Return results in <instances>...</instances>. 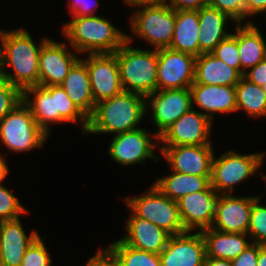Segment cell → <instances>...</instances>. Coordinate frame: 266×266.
Returning a JSON list of instances; mask_svg holds the SVG:
<instances>
[{
  "label": "cell",
  "mask_w": 266,
  "mask_h": 266,
  "mask_svg": "<svg viewBox=\"0 0 266 266\" xmlns=\"http://www.w3.org/2000/svg\"><path fill=\"white\" fill-rule=\"evenodd\" d=\"M243 76L250 82L264 87L266 85V58L252 67L249 72H245Z\"/></svg>",
  "instance_id": "obj_40"
},
{
  "label": "cell",
  "mask_w": 266,
  "mask_h": 266,
  "mask_svg": "<svg viewBox=\"0 0 266 266\" xmlns=\"http://www.w3.org/2000/svg\"><path fill=\"white\" fill-rule=\"evenodd\" d=\"M172 172L171 175L158 179L154 185L173 201L177 202L190 193L206 190L211 185V177Z\"/></svg>",
  "instance_id": "obj_29"
},
{
  "label": "cell",
  "mask_w": 266,
  "mask_h": 266,
  "mask_svg": "<svg viewBox=\"0 0 266 266\" xmlns=\"http://www.w3.org/2000/svg\"><path fill=\"white\" fill-rule=\"evenodd\" d=\"M63 28L69 43L79 53H114L127 41V35L105 18L95 15L73 17Z\"/></svg>",
  "instance_id": "obj_3"
},
{
  "label": "cell",
  "mask_w": 266,
  "mask_h": 266,
  "mask_svg": "<svg viewBox=\"0 0 266 266\" xmlns=\"http://www.w3.org/2000/svg\"><path fill=\"white\" fill-rule=\"evenodd\" d=\"M256 197H234L229 193L219 194L213 229L230 233H247L252 205Z\"/></svg>",
  "instance_id": "obj_15"
},
{
  "label": "cell",
  "mask_w": 266,
  "mask_h": 266,
  "mask_svg": "<svg viewBox=\"0 0 266 266\" xmlns=\"http://www.w3.org/2000/svg\"><path fill=\"white\" fill-rule=\"evenodd\" d=\"M243 75L212 53L196 57L194 83L203 85L236 86Z\"/></svg>",
  "instance_id": "obj_22"
},
{
  "label": "cell",
  "mask_w": 266,
  "mask_h": 266,
  "mask_svg": "<svg viewBox=\"0 0 266 266\" xmlns=\"http://www.w3.org/2000/svg\"><path fill=\"white\" fill-rule=\"evenodd\" d=\"M249 15L257 13H266V0H248Z\"/></svg>",
  "instance_id": "obj_44"
},
{
  "label": "cell",
  "mask_w": 266,
  "mask_h": 266,
  "mask_svg": "<svg viewBox=\"0 0 266 266\" xmlns=\"http://www.w3.org/2000/svg\"><path fill=\"white\" fill-rule=\"evenodd\" d=\"M230 19L227 14L209 5L199 9V56L202 53H211L231 34L224 30L227 20Z\"/></svg>",
  "instance_id": "obj_25"
},
{
  "label": "cell",
  "mask_w": 266,
  "mask_h": 266,
  "mask_svg": "<svg viewBox=\"0 0 266 266\" xmlns=\"http://www.w3.org/2000/svg\"><path fill=\"white\" fill-rule=\"evenodd\" d=\"M168 4L174 10H199L208 5V0H170Z\"/></svg>",
  "instance_id": "obj_41"
},
{
  "label": "cell",
  "mask_w": 266,
  "mask_h": 266,
  "mask_svg": "<svg viewBox=\"0 0 266 266\" xmlns=\"http://www.w3.org/2000/svg\"><path fill=\"white\" fill-rule=\"evenodd\" d=\"M152 107V120L158 127L154 136L157 138L177 121L183 114L193 108L190 88L156 90L146 97Z\"/></svg>",
  "instance_id": "obj_11"
},
{
  "label": "cell",
  "mask_w": 266,
  "mask_h": 266,
  "mask_svg": "<svg viewBox=\"0 0 266 266\" xmlns=\"http://www.w3.org/2000/svg\"><path fill=\"white\" fill-rule=\"evenodd\" d=\"M263 154L241 155L234 151L225 152L212 161L211 186L216 192L226 194L233 191V186L253 175L262 165ZM219 190V191H217ZM225 190V191H224Z\"/></svg>",
  "instance_id": "obj_8"
},
{
  "label": "cell",
  "mask_w": 266,
  "mask_h": 266,
  "mask_svg": "<svg viewBox=\"0 0 266 266\" xmlns=\"http://www.w3.org/2000/svg\"><path fill=\"white\" fill-rule=\"evenodd\" d=\"M208 5L227 14L238 24L249 15L248 0H208Z\"/></svg>",
  "instance_id": "obj_36"
},
{
  "label": "cell",
  "mask_w": 266,
  "mask_h": 266,
  "mask_svg": "<svg viewBox=\"0 0 266 266\" xmlns=\"http://www.w3.org/2000/svg\"><path fill=\"white\" fill-rule=\"evenodd\" d=\"M28 213L7 188L0 186V222L19 218V214Z\"/></svg>",
  "instance_id": "obj_37"
},
{
  "label": "cell",
  "mask_w": 266,
  "mask_h": 266,
  "mask_svg": "<svg viewBox=\"0 0 266 266\" xmlns=\"http://www.w3.org/2000/svg\"><path fill=\"white\" fill-rule=\"evenodd\" d=\"M119 266H162L159 254L138 250L121 239L106 248Z\"/></svg>",
  "instance_id": "obj_31"
},
{
  "label": "cell",
  "mask_w": 266,
  "mask_h": 266,
  "mask_svg": "<svg viewBox=\"0 0 266 266\" xmlns=\"http://www.w3.org/2000/svg\"><path fill=\"white\" fill-rule=\"evenodd\" d=\"M55 104L56 112H59L65 121L78 123L77 119L81 118L83 133H86L89 118L72 102L61 85H55Z\"/></svg>",
  "instance_id": "obj_32"
},
{
  "label": "cell",
  "mask_w": 266,
  "mask_h": 266,
  "mask_svg": "<svg viewBox=\"0 0 266 266\" xmlns=\"http://www.w3.org/2000/svg\"><path fill=\"white\" fill-rule=\"evenodd\" d=\"M60 85L72 102L89 118L93 114L96 104L92 96L85 62L79 59Z\"/></svg>",
  "instance_id": "obj_24"
},
{
  "label": "cell",
  "mask_w": 266,
  "mask_h": 266,
  "mask_svg": "<svg viewBox=\"0 0 266 266\" xmlns=\"http://www.w3.org/2000/svg\"><path fill=\"white\" fill-rule=\"evenodd\" d=\"M38 236L36 231H32L27 237L19 218L1 221L0 265L21 266L25 252Z\"/></svg>",
  "instance_id": "obj_19"
},
{
  "label": "cell",
  "mask_w": 266,
  "mask_h": 266,
  "mask_svg": "<svg viewBox=\"0 0 266 266\" xmlns=\"http://www.w3.org/2000/svg\"><path fill=\"white\" fill-rule=\"evenodd\" d=\"M196 57L170 48L158 49L157 90L190 88Z\"/></svg>",
  "instance_id": "obj_9"
},
{
  "label": "cell",
  "mask_w": 266,
  "mask_h": 266,
  "mask_svg": "<svg viewBox=\"0 0 266 266\" xmlns=\"http://www.w3.org/2000/svg\"><path fill=\"white\" fill-rule=\"evenodd\" d=\"M69 7L73 17L94 16L92 6L87 2V0H73L72 3L70 2Z\"/></svg>",
  "instance_id": "obj_42"
},
{
  "label": "cell",
  "mask_w": 266,
  "mask_h": 266,
  "mask_svg": "<svg viewBox=\"0 0 266 266\" xmlns=\"http://www.w3.org/2000/svg\"><path fill=\"white\" fill-rule=\"evenodd\" d=\"M171 235L166 247L159 254L162 266H204L205 241L201 231Z\"/></svg>",
  "instance_id": "obj_14"
},
{
  "label": "cell",
  "mask_w": 266,
  "mask_h": 266,
  "mask_svg": "<svg viewBox=\"0 0 266 266\" xmlns=\"http://www.w3.org/2000/svg\"><path fill=\"white\" fill-rule=\"evenodd\" d=\"M262 246L252 242L243 252L231 260L232 266H257L259 249Z\"/></svg>",
  "instance_id": "obj_39"
},
{
  "label": "cell",
  "mask_w": 266,
  "mask_h": 266,
  "mask_svg": "<svg viewBox=\"0 0 266 266\" xmlns=\"http://www.w3.org/2000/svg\"><path fill=\"white\" fill-rule=\"evenodd\" d=\"M8 167L6 165L5 160L2 158V156L0 155V186H3L1 184L2 180L5 179V177L7 176L8 173Z\"/></svg>",
  "instance_id": "obj_46"
},
{
  "label": "cell",
  "mask_w": 266,
  "mask_h": 266,
  "mask_svg": "<svg viewBox=\"0 0 266 266\" xmlns=\"http://www.w3.org/2000/svg\"><path fill=\"white\" fill-rule=\"evenodd\" d=\"M0 39L2 42L0 74L22 92L28 87L39 85V54L42 45L48 39L42 40L37 47L25 29L12 32L0 31ZM8 65L13 68L14 75L3 70Z\"/></svg>",
  "instance_id": "obj_1"
},
{
  "label": "cell",
  "mask_w": 266,
  "mask_h": 266,
  "mask_svg": "<svg viewBox=\"0 0 266 266\" xmlns=\"http://www.w3.org/2000/svg\"><path fill=\"white\" fill-rule=\"evenodd\" d=\"M199 10H175V29L168 48L199 56Z\"/></svg>",
  "instance_id": "obj_26"
},
{
  "label": "cell",
  "mask_w": 266,
  "mask_h": 266,
  "mask_svg": "<svg viewBox=\"0 0 266 266\" xmlns=\"http://www.w3.org/2000/svg\"><path fill=\"white\" fill-rule=\"evenodd\" d=\"M23 101V92L0 74V121Z\"/></svg>",
  "instance_id": "obj_35"
},
{
  "label": "cell",
  "mask_w": 266,
  "mask_h": 266,
  "mask_svg": "<svg viewBox=\"0 0 266 266\" xmlns=\"http://www.w3.org/2000/svg\"><path fill=\"white\" fill-rule=\"evenodd\" d=\"M78 60L65 43L48 39L39 54V86L60 85Z\"/></svg>",
  "instance_id": "obj_16"
},
{
  "label": "cell",
  "mask_w": 266,
  "mask_h": 266,
  "mask_svg": "<svg viewBox=\"0 0 266 266\" xmlns=\"http://www.w3.org/2000/svg\"><path fill=\"white\" fill-rule=\"evenodd\" d=\"M52 260L42 238L38 236L25 252L21 266H51Z\"/></svg>",
  "instance_id": "obj_38"
},
{
  "label": "cell",
  "mask_w": 266,
  "mask_h": 266,
  "mask_svg": "<svg viewBox=\"0 0 266 266\" xmlns=\"http://www.w3.org/2000/svg\"><path fill=\"white\" fill-rule=\"evenodd\" d=\"M204 266H232L231 260L206 257Z\"/></svg>",
  "instance_id": "obj_45"
},
{
  "label": "cell",
  "mask_w": 266,
  "mask_h": 266,
  "mask_svg": "<svg viewBox=\"0 0 266 266\" xmlns=\"http://www.w3.org/2000/svg\"><path fill=\"white\" fill-rule=\"evenodd\" d=\"M1 50H2V44H0V71H1Z\"/></svg>",
  "instance_id": "obj_49"
},
{
  "label": "cell",
  "mask_w": 266,
  "mask_h": 266,
  "mask_svg": "<svg viewBox=\"0 0 266 266\" xmlns=\"http://www.w3.org/2000/svg\"><path fill=\"white\" fill-rule=\"evenodd\" d=\"M29 94L34 95V100H29ZM23 102L30 108L37 125L48 135L49 123L65 122L56 112L55 85L31 86L23 91Z\"/></svg>",
  "instance_id": "obj_23"
},
{
  "label": "cell",
  "mask_w": 266,
  "mask_h": 266,
  "mask_svg": "<svg viewBox=\"0 0 266 266\" xmlns=\"http://www.w3.org/2000/svg\"><path fill=\"white\" fill-rule=\"evenodd\" d=\"M168 0L139 3L141 10L132 16L131 29L136 35L154 45V49L168 48L175 29V10L167 4Z\"/></svg>",
  "instance_id": "obj_5"
},
{
  "label": "cell",
  "mask_w": 266,
  "mask_h": 266,
  "mask_svg": "<svg viewBox=\"0 0 266 266\" xmlns=\"http://www.w3.org/2000/svg\"><path fill=\"white\" fill-rule=\"evenodd\" d=\"M259 202L257 197L252 205L247 234L254 243L266 245V206H261Z\"/></svg>",
  "instance_id": "obj_34"
},
{
  "label": "cell",
  "mask_w": 266,
  "mask_h": 266,
  "mask_svg": "<svg viewBox=\"0 0 266 266\" xmlns=\"http://www.w3.org/2000/svg\"><path fill=\"white\" fill-rule=\"evenodd\" d=\"M47 137L23 101L0 121V139L12 151L22 152L41 147Z\"/></svg>",
  "instance_id": "obj_7"
},
{
  "label": "cell",
  "mask_w": 266,
  "mask_h": 266,
  "mask_svg": "<svg viewBox=\"0 0 266 266\" xmlns=\"http://www.w3.org/2000/svg\"><path fill=\"white\" fill-rule=\"evenodd\" d=\"M192 104L196 103L212 121V112H233L236 110L235 86L192 84Z\"/></svg>",
  "instance_id": "obj_21"
},
{
  "label": "cell",
  "mask_w": 266,
  "mask_h": 266,
  "mask_svg": "<svg viewBox=\"0 0 266 266\" xmlns=\"http://www.w3.org/2000/svg\"><path fill=\"white\" fill-rule=\"evenodd\" d=\"M146 96L123 91L112 98L104 99L95 106L89 117L86 133H114L115 135L138 129L136 126L145 115Z\"/></svg>",
  "instance_id": "obj_2"
},
{
  "label": "cell",
  "mask_w": 266,
  "mask_h": 266,
  "mask_svg": "<svg viewBox=\"0 0 266 266\" xmlns=\"http://www.w3.org/2000/svg\"><path fill=\"white\" fill-rule=\"evenodd\" d=\"M125 201L137 217L152 222L171 235L187 231L181 220L178 203L168 198L154 184L145 195Z\"/></svg>",
  "instance_id": "obj_6"
},
{
  "label": "cell",
  "mask_w": 266,
  "mask_h": 266,
  "mask_svg": "<svg viewBox=\"0 0 266 266\" xmlns=\"http://www.w3.org/2000/svg\"><path fill=\"white\" fill-rule=\"evenodd\" d=\"M127 41L116 51L120 81L126 92L148 96L157 90L158 50L146 51L129 47ZM128 85V87H126Z\"/></svg>",
  "instance_id": "obj_4"
},
{
  "label": "cell",
  "mask_w": 266,
  "mask_h": 266,
  "mask_svg": "<svg viewBox=\"0 0 266 266\" xmlns=\"http://www.w3.org/2000/svg\"><path fill=\"white\" fill-rule=\"evenodd\" d=\"M219 194L210 185L206 190L190 193L177 201L181 220L187 231H193L196 227L200 231L212 227Z\"/></svg>",
  "instance_id": "obj_17"
},
{
  "label": "cell",
  "mask_w": 266,
  "mask_h": 266,
  "mask_svg": "<svg viewBox=\"0 0 266 266\" xmlns=\"http://www.w3.org/2000/svg\"><path fill=\"white\" fill-rule=\"evenodd\" d=\"M205 241L206 257L232 260L249 245L245 239L247 233L222 232L213 228L201 230Z\"/></svg>",
  "instance_id": "obj_27"
},
{
  "label": "cell",
  "mask_w": 266,
  "mask_h": 266,
  "mask_svg": "<svg viewBox=\"0 0 266 266\" xmlns=\"http://www.w3.org/2000/svg\"><path fill=\"white\" fill-rule=\"evenodd\" d=\"M126 229L128 234L121 239L126 245L155 254L163 251L171 237L164 229L134 213L127 220Z\"/></svg>",
  "instance_id": "obj_20"
},
{
  "label": "cell",
  "mask_w": 266,
  "mask_h": 266,
  "mask_svg": "<svg viewBox=\"0 0 266 266\" xmlns=\"http://www.w3.org/2000/svg\"><path fill=\"white\" fill-rule=\"evenodd\" d=\"M257 266H266V245L259 249Z\"/></svg>",
  "instance_id": "obj_47"
},
{
  "label": "cell",
  "mask_w": 266,
  "mask_h": 266,
  "mask_svg": "<svg viewBox=\"0 0 266 266\" xmlns=\"http://www.w3.org/2000/svg\"><path fill=\"white\" fill-rule=\"evenodd\" d=\"M151 139L147 131L140 128L117 134L109 146V155L122 165L143 163L146 158L157 161L158 157L153 155L156 145Z\"/></svg>",
  "instance_id": "obj_18"
},
{
  "label": "cell",
  "mask_w": 266,
  "mask_h": 266,
  "mask_svg": "<svg viewBox=\"0 0 266 266\" xmlns=\"http://www.w3.org/2000/svg\"><path fill=\"white\" fill-rule=\"evenodd\" d=\"M86 64L94 103L122 93L119 65L114 53L89 54Z\"/></svg>",
  "instance_id": "obj_10"
},
{
  "label": "cell",
  "mask_w": 266,
  "mask_h": 266,
  "mask_svg": "<svg viewBox=\"0 0 266 266\" xmlns=\"http://www.w3.org/2000/svg\"><path fill=\"white\" fill-rule=\"evenodd\" d=\"M235 31L234 34H230L226 39L222 40L211 53L241 73L238 49V24Z\"/></svg>",
  "instance_id": "obj_33"
},
{
  "label": "cell",
  "mask_w": 266,
  "mask_h": 266,
  "mask_svg": "<svg viewBox=\"0 0 266 266\" xmlns=\"http://www.w3.org/2000/svg\"><path fill=\"white\" fill-rule=\"evenodd\" d=\"M86 266H119L114 258L105 250L98 251L95 256L88 260Z\"/></svg>",
  "instance_id": "obj_43"
},
{
  "label": "cell",
  "mask_w": 266,
  "mask_h": 266,
  "mask_svg": "<svg viewBox=\"0 0 266 266\" xmlns=\"http://www.w3.org/2000/svg\"><path fill=\"white\" fill-rule=\"evenodd\" d=\"M236 88V110L243 108L249 116L266 115L265 88L241 77Z\"/></svg>",
  "instance_id": "obj_30"
},
{
  "label": "cell",
  "mask_w": 266,
  "mask_h": 266,
  "mask_svg": "<svg viewBox=\"0 0 266 266\" xmlns=\"http://www.w3.org/2000/svg\"><path fill=\"white\" fill-rule=\"evenodd\" d=\"M126 1V4L128 5H135V4H139V3H148V2H158V1H161V0H125Z\"/></svg>",
  "instance_id": "obj_48"
},
{
  "label": "cell",
  "mask_w": 266,
  "mask_h": 266,
  "mask_svg": "<svg viewBox=\"0 0 266 266\" xmlns=\"http://www.w3.org/2000/svg\"><path fill=\"white\" fill-rule=\"evenodd\" d=\"M172 171L211 177L214 157L211 145L162 146L159 149Z\"/></svg>",
  "instance_id": "obj_13"
},
{
  "label": "cell",
  "mask_w": 266,
  "mask_h": 266,
  "mask_svg": "<svg viewBox=\"0 0 266 266\" xmlns=\"http://www.w3.org/2000/svg\"><path fill=\"white\" fill-rule=\"evenodd\" d=\"M212 121L202 112L191 108L167 128L158 140L163 146L211 145L208 138Z\"/></svg>",
  "instance_id": "obj_12"
},
{
  "label": "cell",
  "mask_w": 266,
  "mask_h": 266,
  "mask_svg": "<svg viewBox=\"0 0 266 266\" xmlns=\"http://www.w3.org/2000/svg\"><path fill=\"white\" fill-rule=\"evenodd\" d=\"M264 40L258 27L252 22L242 27L238 24V49L242 75L266 58Z\"/></svg>",
  "instance_id": "obj_28"
}]
</instances>
